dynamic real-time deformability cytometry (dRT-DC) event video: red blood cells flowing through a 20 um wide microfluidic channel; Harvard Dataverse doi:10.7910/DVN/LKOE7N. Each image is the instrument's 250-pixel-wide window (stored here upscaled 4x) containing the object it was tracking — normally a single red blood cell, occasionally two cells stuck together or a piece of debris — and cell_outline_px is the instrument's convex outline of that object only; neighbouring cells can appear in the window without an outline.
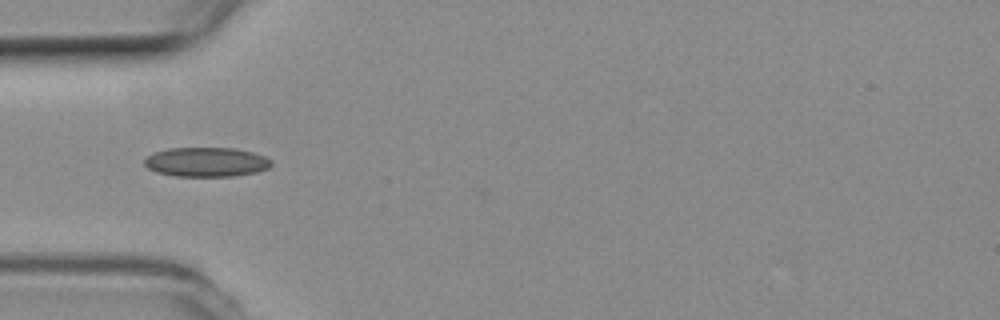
{"species": "common noctule bat (a hibernating species)", "species_latin": "Nyctalus noctula", "temperature_condition": "room temperature", "stored_images_in_passage": 38, "camera_frame_rate_fps": 3000, "um_per_image_px": 0.085, "animal": {"sex": "female", "body_mass_g": 19.3, "forearm_length_mm": 54.1}, "frame": {"image": 1, "passage_image": 1, "time_ms": 0.0, "image_size_px": [1000, 320], "cell_outline_px": [[272, 164], [268, 168], [256, 172], [232, 176], [176, 176], [156, 172], [148, 168], [144, 164], [144, 160], [152, 152], [168, 148], [236, 148], [252, 152], [264, 156], [272, 160]], "centroid_in_image_um": [17.52, 13.76], "position_along_channel_um": 67.5, "area_um2": 21.79}}
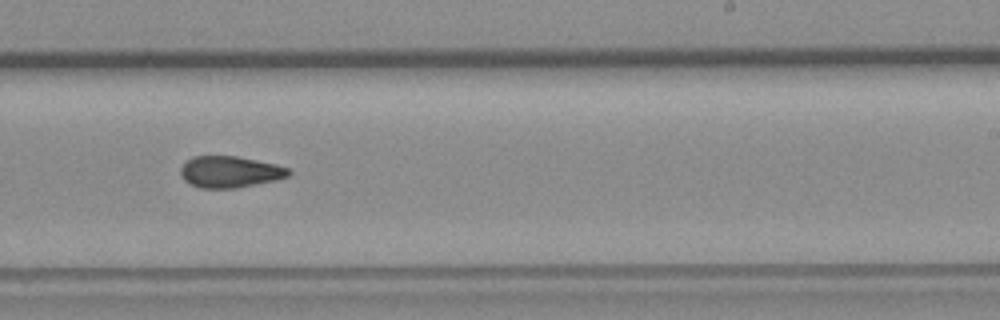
{"frame": {"image": 2, "passage_image": 17, "time_ms": 5.333, "image_size_px": [1000, 320], "cell_outline_px": [[292, 172], [288, 176], [276, 180], [236, 188], [200, 188], [184, 180], [180, 176], [180, 168], [192, 156], [236, 156], [276, 164], [288, 168]], "centroid_in_image_um": [19.54, 14.61], "position_along_channel_um": 269.5, "area_um2": 19.77}}
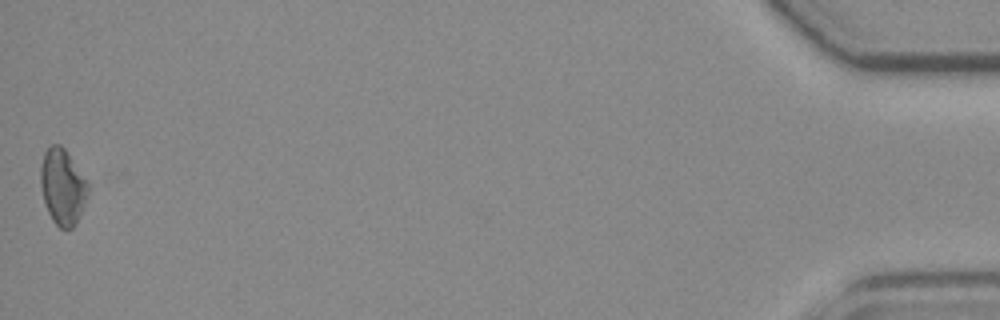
{"frame": {"image": 3, "passage_image": 38, "time_ms": 12.333, "image_size_px": [1000, 320], "cell_outline_px": [[88, 196], [76, 224], [72, 228], [60, 228], [52, 220], [44, 204], [40, 184], [40, 168], [44, 152], [52, 144], [60, 144], [64, 148], [88, 184]], "centroid_in_image_um": [5.29, 15.89], "position_along_channel_um": 429.9, "area_um2": 20.81}, "authors_computed_cell_mechanics": {"area_um2": 19.941, "velocity_mm_per_s": 3.7788, "shape_relaxation_time_tau1_ms": null, "shape_relaxation_time_tau2_ms": 4.9373, "deformation_change_tau1": null, "deformation_change_tau2": 0.1019}}